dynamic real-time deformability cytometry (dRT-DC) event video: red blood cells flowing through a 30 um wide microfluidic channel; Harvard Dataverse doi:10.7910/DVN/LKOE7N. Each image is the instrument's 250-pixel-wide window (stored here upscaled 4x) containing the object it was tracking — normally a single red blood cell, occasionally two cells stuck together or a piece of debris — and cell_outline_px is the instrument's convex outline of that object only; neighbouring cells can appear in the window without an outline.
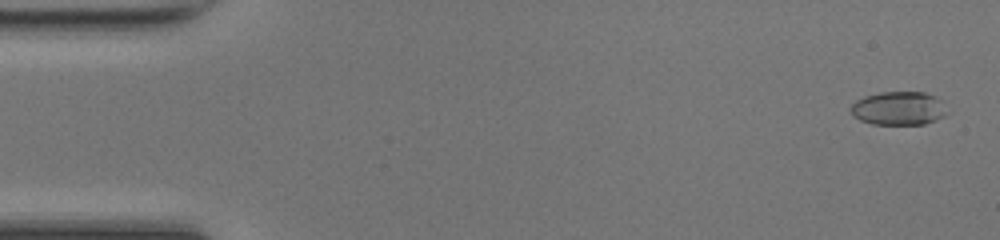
{"species": "common noctule bat (a hibernating species)", "species_latin": "Nyctalus noctula", "temperature_condition": "room temperature", "stored_images_in_passage": 49, "camera_frame_rate_fps": 3000, "um_per_image_px": 0.085, "animal": {"sex": "female", "body_mass_g": 17.0, "forearm_length_mm": 48.0}, "frame": {"image": 1, "passage_image": 2, "time_ms": 0.333, "image_size_px": [1000, 240], "cell_outline_px": [[948, 112], [944, 116], [936, 120], [924, 124], [872, 124], [860, 120], [852, 116], [848, 108], [856, 100], [864, 96], [880, 92], [924, 92], [936, 96], [940, 100]], "centroid_in_image_um": [76.35, 9.21], "position_along_channel_um": 8.7, "area_um2": 19.02}}
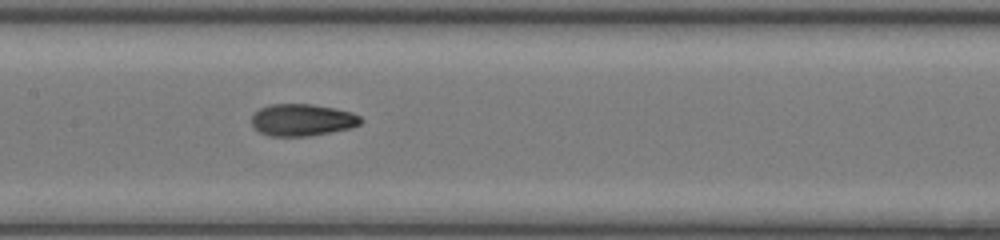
{"frame": {"image": 2, "passage_image": 24, "time_ms": 7.667, "image_size_px": [1000, 240], "cell_outline_px": [[364, 120], [360, 124], [352, 128], [308, 136], [268, 136], [260, 132], [252, 124], [252, 116], [260, 108], [268, 104], [312, 104], [336, 108], [352, 112], [360, 116]], "centroid_in_image_um": [25.72, 10.19], "position_along_channel_um": 181.7, "area_um2": 20.46}}
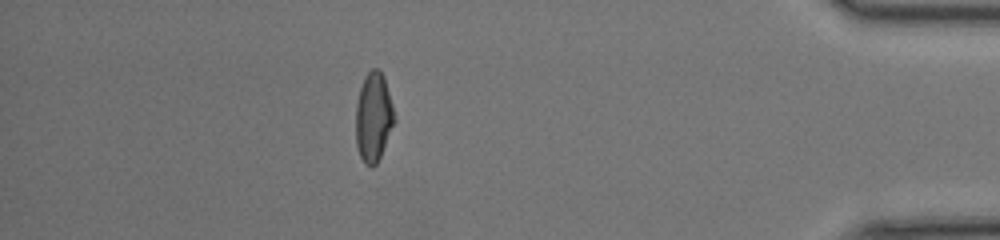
{"frame": {"image": 3, "passage_image": 43, "time_ms": 14.0, "image_size_px": [1000, 240], "cell_outline_px": [[396, 120], [380, 156], [376, 164], [372, 168], [364, 164], [360, 156], [356, 144], [356, 104], [360, 88], [364, 76], [372, 68], [376, 68], [384, 76], [396, 116]], "centroid_in_image_um": [31.75, 9.96], "position_along_channel_um": 403.4, "area_um2": 20.17}, "authors_computed_cell_mechanics": {"area_um2": 19.8832, "velocity_mm_per_s": 4.2956, "shape_relaxation_time_tau1_ms": 9.792, "shape_relaxation_time_tau2_ms": 1.6201, "deformation_change_tau1": 0.288, "deformation_change_tau2": 0.0752}}